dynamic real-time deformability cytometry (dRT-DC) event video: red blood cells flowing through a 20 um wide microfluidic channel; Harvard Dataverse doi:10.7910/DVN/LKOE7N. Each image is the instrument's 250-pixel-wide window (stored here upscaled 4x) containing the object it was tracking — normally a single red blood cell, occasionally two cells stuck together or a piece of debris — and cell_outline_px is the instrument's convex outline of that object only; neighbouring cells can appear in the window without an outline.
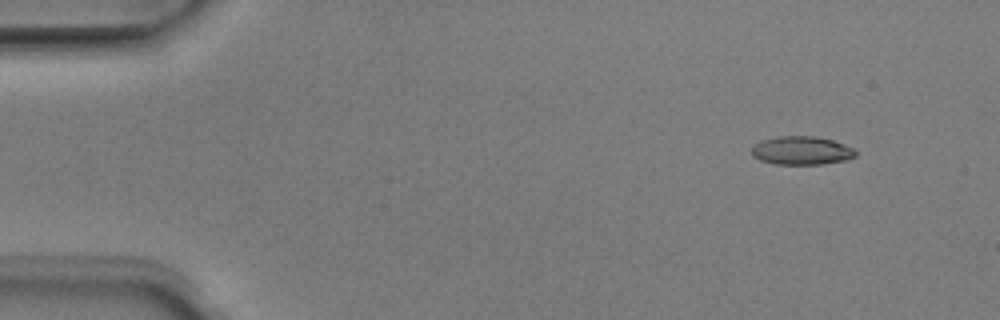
{"species": "Egyptian fruit bat (a non-hibernating species)", "species_latin": "Rousettus aegyptiacus", "temperature_condition": "room temperature", "stored_images_in_passage": 4, "camera_frame_rate_fps": 3000, "um_per_image_px": 0.085, "animal": {"sex": "male"}, "frame": {"image": 1, "passage_image": 2, "time_ms": 0.333, "image_size_px": [1000, 320], "cell_outline_px": [[856, 156], [848, 160], [820, 164], [776, 164], [760, 160], [752, 156], [752, 148], [760, 140], [780, 136], [816, 136], [832, 140], [856, 148]], "centroid_in_image_um": [68.17, 12.79], "position_along_channel_um": 16.8, "area_um2": 17.34}}
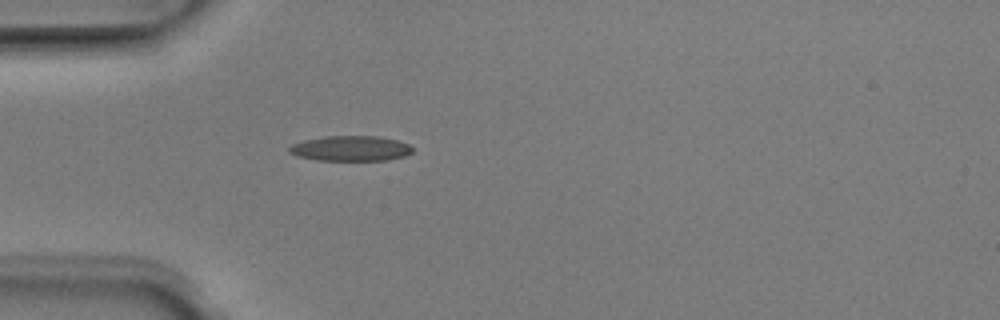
{"frame": {"image": 2, "passage_image": 4, "time_ms": 1.0, "image_size_px": [1000, 320], "cell_outline_px": [[412, 152], [404, 156], [388, 160], [316, 160], [296, 156], [288, 152], [288, 148], [292, 144], [304, 140], [324, 136], [380, 136], [396, 140], [408, 144], [412, 148]], "centroid_in_image_um": [29.77, 12.61], "position_along_channel_um": 55.2, "area_um2": 18.15}}